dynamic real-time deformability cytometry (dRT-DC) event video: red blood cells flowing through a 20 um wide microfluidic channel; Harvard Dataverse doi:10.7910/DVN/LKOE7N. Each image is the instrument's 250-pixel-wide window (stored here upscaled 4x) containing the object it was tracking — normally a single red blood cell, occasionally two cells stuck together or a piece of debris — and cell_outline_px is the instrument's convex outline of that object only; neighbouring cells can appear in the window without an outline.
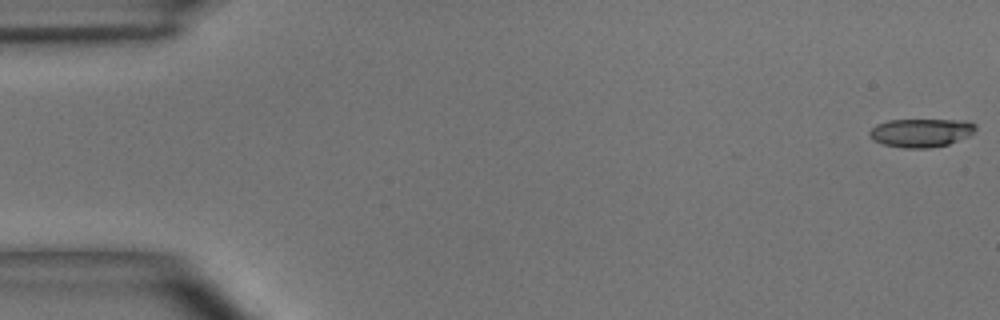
{"species": "common noctule bat (a hibernating species)", "species_latin": "Nyctalus noctula", "temperature_condition": "room temperature", "stored_images_in_passage": 51, "camera_frame_rate_fps": 3000, "um_per_image_px": 0.085, "animal": {"sex": "male", "body_mass_g": 15.6}, "frame": {"image": 1, "passage_image": 1, "time_ms": 0.0, "image_size_px": [1000, 320], "cell_outline_px": [[976, 128], [968, 136], [948, 144], [928, 148], [904, 148], [884, 144], [872, 140], [868, 136], [868, 132], [876, 124], [888, 120], [968, 120], [976, 124]], "centroid_in_image_um": [78.26, 11.27], "position_along_channel_um": 6.7, "area_um2": 17.63}}
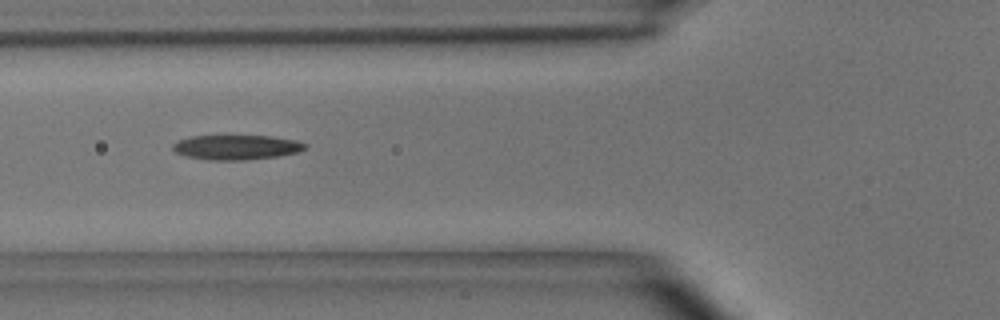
{"frame": {"image": 2, "passage_image": 19, "time_ms": 6.0, "image_size_px": [1000, 320], "cell_outline_px": [[308, 148], [296, 152], [276, 156], [244, 160], [208, 160], [184, 156], [176, 152], [172, 148], [172, 144], [180, 140], [192, 136], [272, 136], [296, 140], [308, 144]], "centroid_in_image_um": [20.1, 12.52], "position_along_channel_um": 105.7, "area_um2": 19.02}}
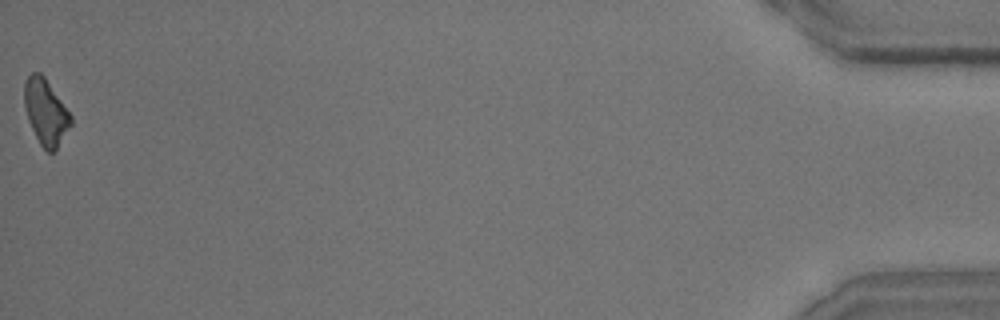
{"frame": {"image": 3, "passage_image": 51, "time_ms": 16.667, "image_size_px": [1000, 320], "cell_outline_px": [[72, 124], [56, 148], [52, 152], [48, 152], [40, 144], [28, 120], [24, 108], [24, 80], [32, 72], [40, 72], [44, 76], [72, 116]], "centroid_in_image_um": [3.87, 9.49], "position_along_channel_um": 431.3, "area_um2": 17.63}, "authors_computed_cell_mechanics": {"area_um2": 18.785, "velocity_mm_per_s": 3.9473, "shape_relaxation_time_tau1_ms": 6.7487, "shape_relaxation_time_tau2_ms": 10.4816, "deformation_change_tau1": 0.1911, "deformation_change_tau2": 0.2547}}